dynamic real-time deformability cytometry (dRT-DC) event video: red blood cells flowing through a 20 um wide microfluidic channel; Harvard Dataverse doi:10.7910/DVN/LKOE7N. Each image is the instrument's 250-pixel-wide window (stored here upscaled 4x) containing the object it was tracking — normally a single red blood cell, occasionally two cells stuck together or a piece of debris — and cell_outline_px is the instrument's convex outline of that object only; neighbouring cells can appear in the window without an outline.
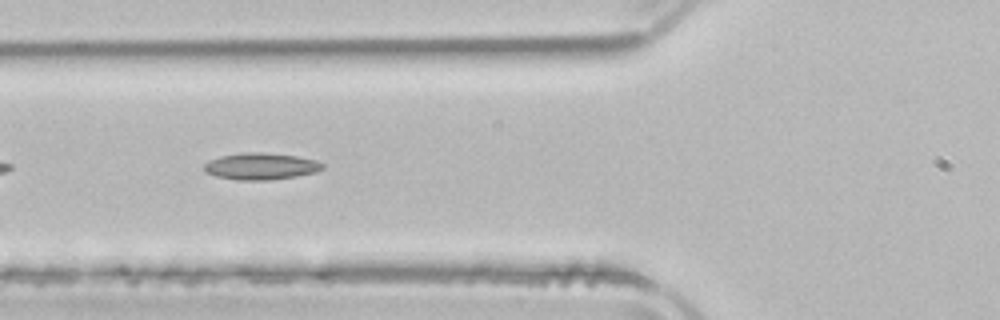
{"species": "common noctule bat (a hibernating species)", "species_latin": "Nyctalus noctula", "temperature_condition": "room temperature", "stored_images_in_passage": 38, "camera_frame_rate_fps": 3000, "um_per_image_px": 0.085, "animal": {"sex": "male", "body_mass_g": 21.5, "forearm_length_mm": 52.0}, "frame": {"image": 1, "passage_image": 5, "time_ms": 1.333, "image_size_px": [1000, 320], "cell_outline_px": [[324, 168], [316, 172], [296, 176], [268, 180], [236, 180], [216, 176], [204, 172], [204, 164], [208, 160], [220, 156], [244, 152], [260, 152], [296, 156], [316, 160], [324, 164]], "centroid_in_image_um": [22.15, 14.13], "position_along_channel_um": 103.7, "area_um2": 18.5}}
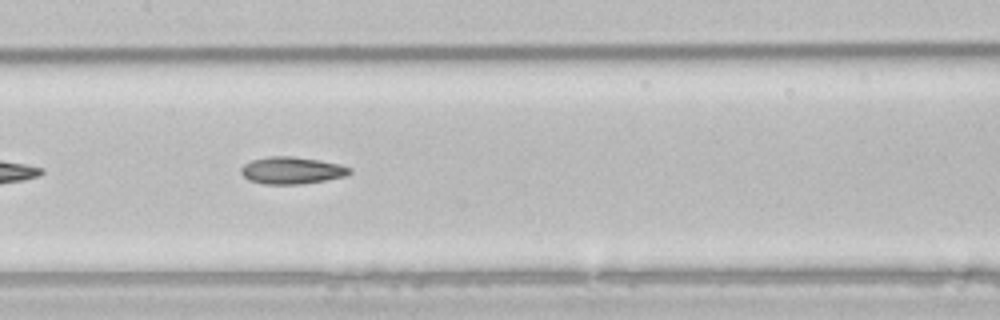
{"frame": {"image": 2, "passage_image": 11, "time_ms": 3.333, "image_size_px": [1000, 320], "cell_outline_px": [[352, 172], [348, 176], [300, 184], [264, 184], [248, 180], [240, 172], [240, 168], [244, 164], [252, 160], [268, 156], [292, 156], [320, 160], [340, 164], [352, 168]], "centroid_in_image_um": [24.82, 14.48], "position_along_channel_um": 182.6, "area_um2": 17.28}}
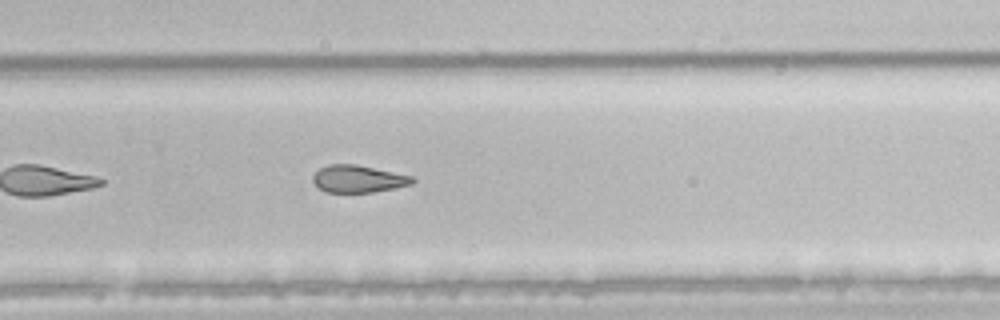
{"frame": {"image": 3, "passage_image": 20, "time_ms": 6.333, "image_size_px": [1000, 320], "cell_outline_px": [[416, 180], [412, 184], [396, 188], [372, 192], [324, 192], [312, 180], [312, 176], [320, 168], [328, 164], [356, 164], [412, 176]], "centroid_in_image_um": [30.45, 15.2], "position_along_channel_um": 299.3, "area_um2": 15.78}}